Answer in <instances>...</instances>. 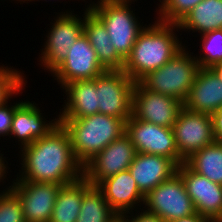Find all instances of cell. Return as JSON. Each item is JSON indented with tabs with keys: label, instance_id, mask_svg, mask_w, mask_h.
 I'll return each instance as SVG.
<instances>
[{
	"label": "cell",
	"instance_id": "cb8c5ba5",
	"mask_svg": "<svg viewBox=\"0 0 222 222\" xmlns=\"http://www.w3.org/2000/svg\"><path fill=\"white\" fill-rule=\"evenodd\" d=\"M76 222H119L102 191L84 178L82 206Z\"/></svg>",
	"mask_w": 222,
	"mask_h": 222
},
{
	"label": "cell",
	"instance_id": "d590c367",
	"mask_svg": "<svg viewBox=\"0 0 222 222\" xmlns=\"http://www.w3.org/2000/svg\"><path fill=\"white\" fill-rule=\"evenodd\" d=\"M28 1L29 2H31V1H34L35 2V0H21L20 1V4H23V3H26L27 2V4H28ZM36 1H39V0H36ZM43 1V0H42ZM44 1H46V0H44ZM58 1V0H57ZM82 1H85V0H82ZM21 2H23V3H21Z\"/></svg>",
	"mask_w": 222,
	"mask_h": 222
},
{
	"label": "cell",
	"instance_id": "5bb4252c",
	"mask_svg": "<svg viewBox=\"0 0 222 222\" xmlns=\"http://www.w3.org/2000/svg\"><path fill=\"white\" fill-rule=\"evenodd\" d=\"M177 173L184 182L195 211L213 222H222V185L194 172L185 162L178 166Z\"/></svg>",
	"mask_w": 222,
	"mask_h": 222
},
{
	"label": "cell",
	"instance_id": "277c9868",
	"mask_svg": "<svg viewBox=\"0 0 222 222\" xmlns=\"http://www.w3.org/2000/svg\"><path fill=\"white\" fill-rule=\"evenodd\" d=\"M183 47L162 67L148 73L139 83L148 91L185 102L199 72L194 54ZM190 52V53H189Z\"/></svg>",
	"mask_w": 222,
	"mask_h": 222
},
{
	"label": "cell",
	"instance_id": "ac0fdd59",
	"mask_svg": "<svg viewBox=\"0 0 222 222\" xmlns=\"http://www.w3.org/2000/svg\"><path fill=\"white\" fill-rule=\"evenodd\" d=\"M178 165L162 155L136 153L129 171L140 192L146 196L160 183L177 173Z\"/></svg>",
	"mask_w": 222,
	"mask_h": 222
},
{
	"label": "cell",
	"instance_id": "44dd1931",
	"mask_svg": "<svg viewBox=\"0 0 222 222\" xmlns=\"http://www.w3.org/2000/svg\"><path fill=\"white\" fill-rule=\"evenodd\" d=\"M62 89L67 100H64L58 118H83L99 113L94 79L70 82Z\"/></svg>",
	"mask_w": 222,
	"mask_h": 222
},
{
	"label": "cell",
	"instance_id": "f1b7e54d",
	"mask_svg": "<svg viewBox=\"0 0 222 222\" xmlns=\"http://www.w3.org/2000/svg\"><path fill=\"white\" fill-rule=\"evenodd\" d=\"M0 222H26L21 201L10 185L0 190Z\"/></svg>",
	"mask_w": 222,
	"mask_h": 222
},
{
	"label": "cell",
	"instance_id": "f546056e",
	"mask_svg": "<svg viewBox=\"0 0 222 222\" xmlns=\"http://www.w3.org/2000/svg\"><path fill=\"white\" fill-rule=\"evenodd\" d=\"M10 101L11 100H9V103L6 102L4 105L0 106V137H10L14 111L22 103L21 100H19L20 102L10 105Z\"/></svg>",
	"mask_w": 222,
	"mask_h": 222
},
{
	"label": "cell",
	"instance_id": "836d02e7",
	"mask_svg": "<svg viewBox=\"0 0 222 222\" xmlns=\"http://www.w3.org/2000/svg\"><path fill=\"white\" fill-rule=\"evenodd\" d=\"M1 152V151H0ZM4 154H0V182L4 183L5 181H3L5 179V177L7 176L6 174L8 173L7 171V165L8 162L5 160L6 158L3 157ZM5 161V162H4ZM6 163V164H5ZM3 179V180H2Z\"/></svg>",
	"mask_w": 222,
	"mask_h": 222
},
{
	"label": "cell",
	"instance_id": "6da1fadb",
	"mask_svg": "<svg viewBox=\"0 0 222 222\" xmlns=\"http://www.w3.org/2000/svg\"><path fill=\"white\" fill-rule=\"evenodd\" d=\"M21 170L13 181L50 182L66 185L83 177L68 131L59 123L46 136L21 150Z\"/></svg>",
	"mask_w": 222,
	"mask_h": 222
},
{
	"label": "cell",
	"instance_id": "e575fe53",
	"mask_svg": "<svg viewBox=\"0 0 222 222\" xmlns=\"http://www.w3.org/2000/svg\"><path fill=\"white\" fill-rule=\"evenodd\" d=\"M220 81H222V62L216 63L211 67Z\"/></svg>",
	"mask_w": 222,
	"mask_h": 222
},
{
	"label": "cell",
	"instance_id": "83f0119b",
	"mask_svg": "<svg viewBox=\"0 0 222 222\" xmlns=\"http://www.w3.org/2000/svg\"><path fill=\"white\" fill-rule=\"evenodd\" d=\"M23 74L12 67H5L4 64L0 66V106L25 89L27 80H24Z\"/></svg>",
	"mask_w": 222,
	"mask_h": 222
},
{
	"label": "cell",
	"instance_id": "52a82bcc",
	"mask_svg": "<svg viewBox=\"0 0 222 222\" xmlns=\"http://www.w3.org/2000/svg\"><path fill=\"white\" fill-rule=\"evenodd\" d=\"M72 13L68 10L56 13L57 17L50 23L39 58L40 66L47 72L52 73L64 61L69 48L83 34V18Z\"/></svg>",
	"mask_w": 222,
	"mask_h": 222
},
{
	"label": "cell",
	"instance_id": "4fadbf2b",
	"mask_svg": "<svg viewBox=\"0 0 222 222\" xmlns=\"http://www.w3.org/2000/svg\"><path fill=\"white\" fill-rule=\"evenodd\" d=\"M184 103L171 96L146 90L135 83L132 95V117L172 128Z\"/></svg>",
	"mask_w": 222,
	"mask_h": 222
},
{
	"label": "cell",
	"instance_id": "8992f818",
	"mask_svg": "<svg viewBox=\"0 0 222 222\" xmlns=\"http://www.w3.org/2000/svg\"><path fill=\"white\" fill-rule=\"evenodd\" d=\"M142 208L157 215L164 222L196 213L192 199L187 194L184 182L178 173L149 192L144 198Z\"/></svg>",
	"mask_w": 222,
	"mask_h": 222
},
{
	"label": "cell",
	"instance_id": "1f68e13d",
	"mask_svg": "<svg viewBox=\"0 0 222 222\" xmlns=\"http://www.w3.org/2000/svg\"><path fill=\"white\" fill-rule=\"evenodd\" d=\"M212 126L216 142H222V107L218 108L211 115Z\"/></svg>",
	"mask_w": 222,
	"mask_h": 222
},
{
	"label": "cell",
	"instance_id": "4dcf8cb0",
	"mask_svg": "<svg viewBox=\"0 0 222 222\" xmlns=\"http://www.w3.org/2000/svg\"><path fill=\"white\" fill-rule=\"evenodd\" d=\"M134 211L138 212L135 213V215L133 214ZM125 214H122L119 217V222H164L161 218H159L157 215L151 214L149 212H147L144 209H141L140 211H138L137 209ZM143 211V212H142ZM130 216H129V215ZM131 218V219H130Z\"/></svg>",
	"mask_w": 222,
	"mask_h": 222
},
{
	"label": "cell",
	"instance_id": "5b68a950",
	"mask_svg": "<svg viewBox=\"0 0 222 222\" xmlns=\"http://www.w3.org/2000/svg\"><path fill=\"white\" fill-rule=\"evenodd\" d=\"M132 2L135 1L97 0V3L93 1L88 4L89 9L107 28L111 43L124 60L131 53L138 34L145 27L136 17L135 10L133 12L130 7Z\"/></svg>",
	"mask_w": 222,
	"mask_h": 222
},
{
	"label": "cell",
	"instance_id": "9c48e42d",
	"mask_svg": "<svg viewBox=\"0 0 222 222\" xmlns=\"http://www.w3.org/2000/svg\"><path fill=\"white\" fill-rule=\"evenodd\" d=\"M125 134L133 143L136 153L162 155L173 160L178 166L185 162L179 155L172 128L131 116L125 122Z\"/></svg>",
	"mask_w": 222,
	"mask_h": 222
},
{
	"label": "cell",
	"instance_id": "7c38bea8",
	"mask_svg": "<svg viewBox=\"0 0 222 222\" xmlns=\"http://www.w3.org/2000/svg\"><path fill=\"white\" fill-rule=\"evenodd\" d=\"M136 154L130 138L124 133L107 145L83 167V177L94 186L102 180L129 170Z\"/></svg>",
	"mask_w": 222,
	"mask_h": 222
},
{
	"label": "cell",
	"instance_id": "d4e9b609",
	"mask_svg": "<svg viewBox=\"0 0 222 222\" xmlns=\"http://www.w3.org/2000/svg\"><path fill=\"white\" fill-rule=\"evenodd\" d=\"M185 163L196 173L222 185V142H215L194 152Z\"/></svg>",
	"mask_w": 222,
	"mask_h": 222
},
{
	"label": "cell",
	"instance_id": "ba28073f",
	"mask_svg": "<svg viewBox=\"0 0 222 222\" xmlns=\"http://www.w3.org/2000/svg\"><path fill=\"white\" fill-rule=\"evenodd\" d=\"M99 113L123 119L132 116L135 82L123 70H107L94 78Z\"/></svg>",
	"mask_w": 222,
	"mask_h": 222
},
{
	"label": "cell",
	"instance_id": "2e32d148",
	"mask_svg": "<svg viewBox=\"0 0 222 222\" xmlns=\"http://www.w3.org/2000/svg\"><path fill=\"white\" fill-rule=\"evenodd\" d=\"M32 102L22 100V103L14 111L10 138L18 139L20 149L46 136L59 124L58 116L53 120L45 121L40 108Z\"/></svg>",
	"mask_w": 222,
	"mask_h": 222
},
{
	"label": "cell",
	"instance_id": "d6a6232c",
	"mask_svg": "<svg viewBox=\"0 0 222 222\" xmlns=\"http://www.w3.org/2000/svg\"><path fill=\"white\" fill-rule=\"evenodd\" d=\"M171 222H213L212 220L205 218L203 216H201L200 214H198L197 212L195 214H192L190 216L187 217H183L180 219H175Z\"/></svg>",
	"mask_w": 222,
	"mask_h": 222
},
{
	"label": "cell",
	"instance_id": "ffe728a7",
	"mask_svg": "<svg viewBox=\"0 0 222 222\" xmlns=\"http://www.w3.org/2000/svg\"><path fill=\"white\" fill-rule=\"evenodd\" d=\"M83 16V33L88 38L90 45L96 51L101 65L106 70H122L125 60L118 54L107 28L102 21L89 9L85 7Z\"/></svg>",
	"mask_w": 222,
	"mask_h": 222
},
{
	"label": "cell",
	"instance_id": "8fae6325",
	"mask_svg": "<svg viewBox=\"0 0 222 222\" xmlns=\"http://www.w3.org/2000/svg\"><path fill=\"white\" fill-rule=\"evenodd\" d=\"M172 129L179 155L184 160L216 142L211 116L206 113H195L183 108Z\"/></svg>",
	"mask_w": 222,
	"mask_h": 222
},
{
	"label": "cell",
	"instance_id": "7402d4cb",
	"mask_svg": "<svg viewBox=\"0 0 222 222\" xmlns=\"http://www.w3.org/2000/svg\"><path fill=\"white\" fill-rule=\"evenodd\" d=\"M178 26L180 30H192L193 33L198 32V35L222 29V0H202Z\"/></svg>",
	"mask_w": 222,
	"mask_h": 222
},
{
	"label": "cell",
	"instance_id": "7a4b0ae2",
	"mask_svg": "<svg viewBox=\"0 0 222 222\" xmlns=\"http://www.w3.org/2000/svg\"><path fill=\"white\" fill-rule=\"evenodd\" d=\"M179 29L178 24L158 20L154 24L145 25L125 59L122 70L137 83L148 73L162 67L185 47L175 33Z\"/></svg>",
	"mask_w": 222,
	"mask_h": 222
},
{
	"label": "cell",
	"instance_id": "3957f363",
	"mask_svg": "<svg viewBox=\"0 0 222 222\" xmlns=\"http://www.w3.org/2000/svg\"><path fill=\"white\" fill-rule=\"evenodd\" d=\"M59 123L68 131L73 153L82 167L125 133L123 119L102 113L83 118H59Z\"/></svg>",
	"mask_w": 222,
	"mask_h": 222
},
{
	"label": "cell",
	"instance_id": "9a60e30c",
	"mask_svg": "<svg viewBox=\"0 0 222 222\" xmlns=\"http://www.w3.org/2000/svg\"><path fill=\"white\" fill-rule=\"evenodd\" d=\"M62 185L50 182L12 181L11 189L21 201L26 222H50Z\"/></svg>",
	"mask_w": 222,
	"mask_h": 222
},
{
	"label": "cell",
	"instance_id": "603a6c76",
	"mask_svg": "<svg viewBox=\"0 0 222 222\" xmlns=\"http://www.w3.org/2000/svg\"><path fill=\"white\" fill-rule=\"evenodd\" d=\"M84 195V177L61 186L50 222H76Z\"/></svg>",
	"mask_w": 222,
	"mask_h": 222
},
{
	"label": "cell",
	"instance_id": "484cf974",
	"mask_svg": "<svg viewBox=\"0 0 222 222\" xmlns=\"http://www.w3.org/2000/svg\"><path fill=\"white\" fill-rule=\"evenodd\" d=\"M201 36L199 56H195L200 68H211L216 63L222 62V29L204 33Z\"/></svg>",
	"mask_w": 222,
	"mask_h": 222
},
{
	"label": "cell",
	"instance_id": "d6986e66",
	"mask_svg": "<svg viewBox=\"0 0 222 222\" xmlns=\"http://www.w3.org/2000/svg\"><path fill=\"white\" fill-rule=\"evenodd\" d=\"M221 107L222 81L211 68H200L184 102V108L211 115Z\"/></svg>",
	"mask_w": 222,
	"mask_h": 222
},
{
	"label": "cell",
	"instance_id": "4316f807",
	"mask_svg": "<svg viewBox=\"0 0 222 222\" xmlns=\"http://www.w3.org/2000/svg\"><path fill=\"white\" fill-rule=\"evenodd\" d=\"M202 0H159L157 19L163 23L178 24ZM159 11V12H158Z\"/></svg>",
	"mask_w": 222,
	"mask_h": 222
},
{
	"label": "cell",
	"instance_id": "30bf717a",
	"mask_svg": "<svg viewBox=\"0 0 222 222\" xmlns=\"http://www.w3.org/2000/svg\"><path fill=\"white\" fill-rule=\"evenodd\" d=\"M106 71L83 33L69 48L64 61L51 75L63 88L70 82L94 79Z\"/></svg>",
	"mask_w": 222,
	"mask_h": 222
},
{
	"label": "cell",
	"instance_id": "e0dca14e",
	"mask_svg": "<svg viewBox=\"0 0 222 222\" xmlns=\"http://www.w3.org/2000/svg\"><path fill=\"white\" fill-rule=\"evenodd\" d=\"M97 187L102 191L110 208L120 217L132 212L140 203L144 205L145 196L140 192L129 170L102 180Z\"/></svg>",
	"mask_w": 222,
	"mask_h": 222
}]
</instances>
